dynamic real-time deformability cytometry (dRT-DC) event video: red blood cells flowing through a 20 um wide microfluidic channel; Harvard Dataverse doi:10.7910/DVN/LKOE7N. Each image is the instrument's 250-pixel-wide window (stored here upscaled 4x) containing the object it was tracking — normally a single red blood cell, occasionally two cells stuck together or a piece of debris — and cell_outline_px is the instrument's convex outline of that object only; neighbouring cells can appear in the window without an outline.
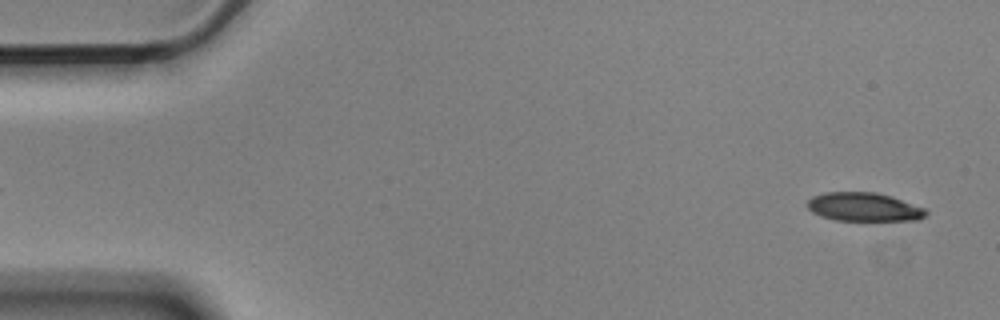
{"species": "Egyptian fruit bat (a non-hibernating species)", "species_latin": "Rousettus aegyptiacus", "temperature_condition": "cold", "stored_images_in_passage": 6, "segment_of_instrument_passage": [2, 2], "camera_frame_rate_fps": 3000, "um_per_image_px": 0.085, "animal": {"sex": "male"}, "frame": {"image": 1, "passage_image": 6, "time_ms": 1.667, "image_size_px": [1000, 320], "cell_outline_px": [[928, 212], [920, 220], [836, 220], [820, 216], [812, 212], [808, 208], [808, 200], [812, 196], [824, 192], [876, 192], [892, 196], [924, 208]], "centroid_in_image_um": [73.42, 17.58], "position_along_channel_um": 11.6, "area_um2": 19.77}}